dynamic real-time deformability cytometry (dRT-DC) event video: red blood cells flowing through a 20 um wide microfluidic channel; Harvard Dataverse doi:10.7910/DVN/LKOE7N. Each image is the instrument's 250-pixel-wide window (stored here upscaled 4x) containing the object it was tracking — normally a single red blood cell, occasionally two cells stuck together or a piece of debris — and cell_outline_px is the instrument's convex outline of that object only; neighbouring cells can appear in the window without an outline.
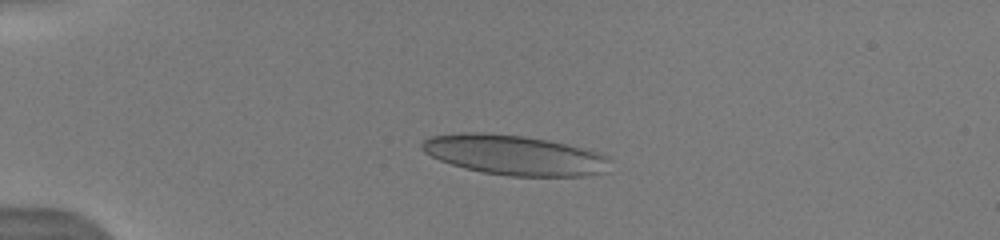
{"species": "human", "species_latin": "Homo sapiens", "temperature_condition": "warm", "stored_images_in_passage": 23, "camera_frame_rate_fps": 3000, "um_per_image_px": 0.085, "donor": {"sex": "male"}, "frame": {"image": 1, "passage_image": 7, "time_ms": 3.333, "image_size_px": [1000, 240], "cell_outline_px": [[612, 160], [604, 172], [584, 176], [508, 176], [484, 172], [464, 168], [440, 160], [424, 152], [420, 148], [420, 144], [424, 140], [432, 136], [460, 132], [484, 132], [524, 136], [548, 140], [596, 152], [608, 156]], "centroid_in_image_um": [43.7, 13.18], "position_along_channel_um": 41.3, "area_um2": 43.64}}